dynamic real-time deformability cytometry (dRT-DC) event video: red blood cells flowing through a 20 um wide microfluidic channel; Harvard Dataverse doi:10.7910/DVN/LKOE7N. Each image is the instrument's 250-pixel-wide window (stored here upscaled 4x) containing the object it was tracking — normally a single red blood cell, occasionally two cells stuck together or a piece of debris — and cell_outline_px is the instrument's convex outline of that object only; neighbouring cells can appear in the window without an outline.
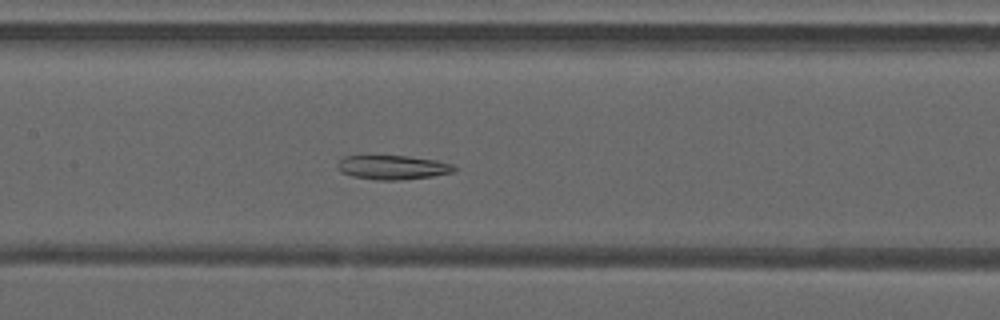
{"species": "common noctule bat (a hibernating species)", "species_latin": "Nyctalus noctula", "temperature_condition": "warm", "stored_images_in_passage": 48, "camera_frame_rate_fps": 3000, "um_per_image_px": 0.085, "animal": {"sex": "male", "forearm_length_mm": 52.5}, "frame": {"image": 1, "passage_image": 22, "time_ms": 7.0, "image_size_px": [1000, 320], "cell_outline_px": [[456, 168], [452, 172], [432, 176], [400, 180], [376, 180], [352, 176], [340, 172], [336, 168], [336, 164], [344, 156], [408, 156], [436, 160], [452, 164]], "centroid_in_image_um": [33.33, 14.23], "position_along_channel_um": 174.1, "area_um2": 16.42}}
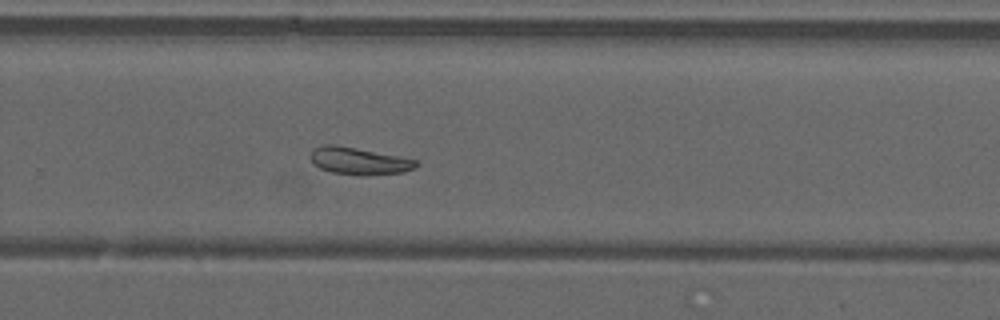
{"frame": {"image": 2, "passage_image": 31, "time_ms": 10.0, "image_size_px": [1000, 320], "cell_outline_px": [[420, 164], [416, 168], [400, 172], [364, 176], [360, 176], [332, 172], [320, 168], [312, 164], [312, 152], [316, 148], [324, 144], [336, 144], [416, 160]], "centroid_in_image_um": [30.51, 13.69], "position_along_channel_um": 299.3, "area_um2": 16.53}}
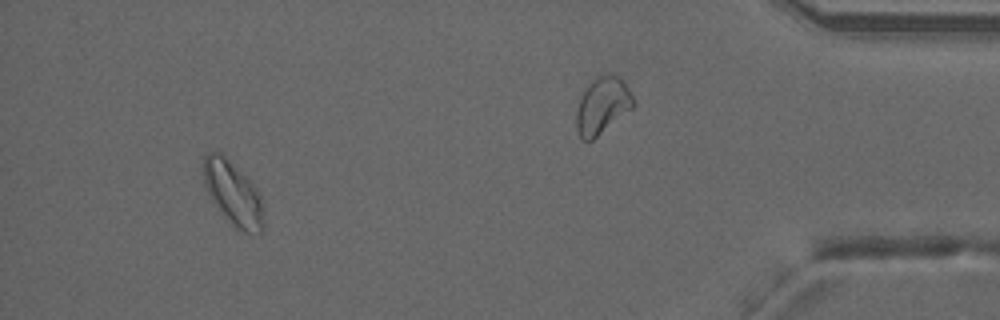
{"frame": {"image": 3, "passage_image": 44, "time_ms": 14.333, "image_size_px": [1000, 320], "cell_outline_px": [[264, 232], [244, 232], [236, 228], [224, 216], [212, 200], [204, 184], [200, 172], [200, 164], [204, 156], [208, 152], [220, 152], [248, 176], [256, 188], [260, 196], [264, 208]], "centroid_in_image_um": [19.79, 16.39], "position_along_channel_um": 415.4, "area_um2": 23.0}}